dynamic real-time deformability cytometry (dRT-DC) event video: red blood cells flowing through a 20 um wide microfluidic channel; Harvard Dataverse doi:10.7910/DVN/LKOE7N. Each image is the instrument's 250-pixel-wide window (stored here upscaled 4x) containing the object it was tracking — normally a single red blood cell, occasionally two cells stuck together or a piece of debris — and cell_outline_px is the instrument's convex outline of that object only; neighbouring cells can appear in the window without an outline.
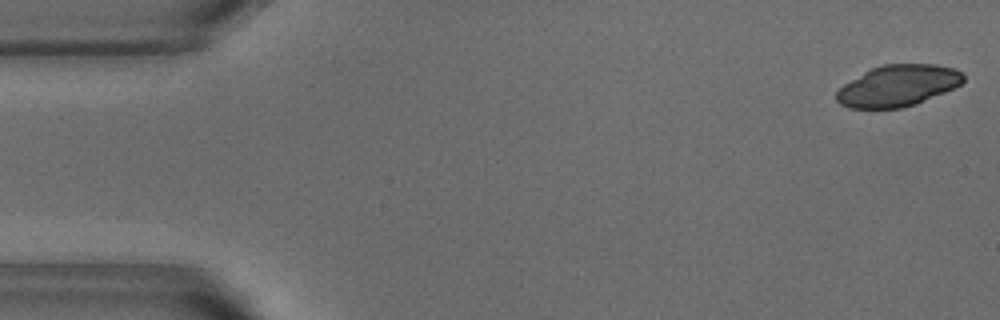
{"species": "common noctule bat (a hibernating species)", "species_latin": "Nyctalus noctula", "temperature_condition": "warm", "stored_images_in_passage": 51, "camera_frame_rate_fps": 3000, "um_per_image_px": 0.085, "animal": {"sex": "male", "body_mass_g": 18.8}, "frame": {"image": 1, "passage_image": 1, "time_ms": 0.0, "image_size_px": [1000, 320], "cell_outline_px": [[964, 80], [960, 84], [944, 92], [916, 104], [900, 108], [848, 108], [840, 104], [836, 100], [836, 92], [844, 84], [864, 72], [872, 68], [884, 64], [936, 64], [952, 68], [964, 72]], "centroid_in_image_um": [76.32, 7.28], "position_along_channel_um": 8.7, "area_um2": 30.4}}
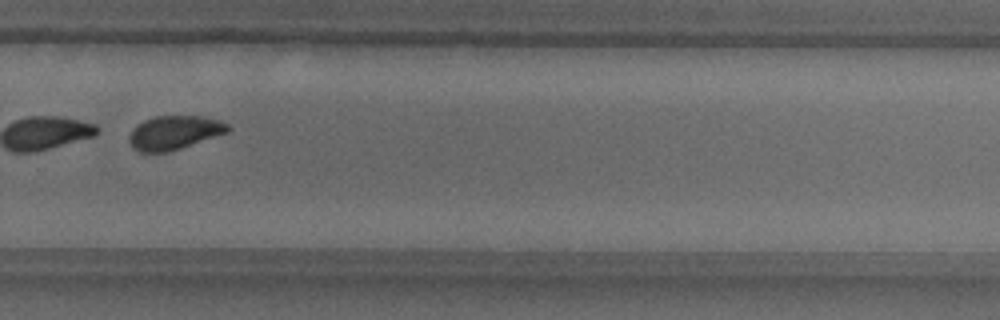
{"frame": {"image": 2, "passage_image": 35, "time_ms": 11.333, "image_size_px": [1000, 320], "cell_outline_px": [[232, 128], [228, 132], [168, 152], [140, 152], [132, 148], [128, 140], [128, 136], [132, 128], [136, 124], [144, 120], [156, 116], [204, 116], [220, 120], [228, 124]], "centroid_in_image_um": [14.79, 11.26], "position_along_channel_um": 315.0, "area_um2": 19.59}}